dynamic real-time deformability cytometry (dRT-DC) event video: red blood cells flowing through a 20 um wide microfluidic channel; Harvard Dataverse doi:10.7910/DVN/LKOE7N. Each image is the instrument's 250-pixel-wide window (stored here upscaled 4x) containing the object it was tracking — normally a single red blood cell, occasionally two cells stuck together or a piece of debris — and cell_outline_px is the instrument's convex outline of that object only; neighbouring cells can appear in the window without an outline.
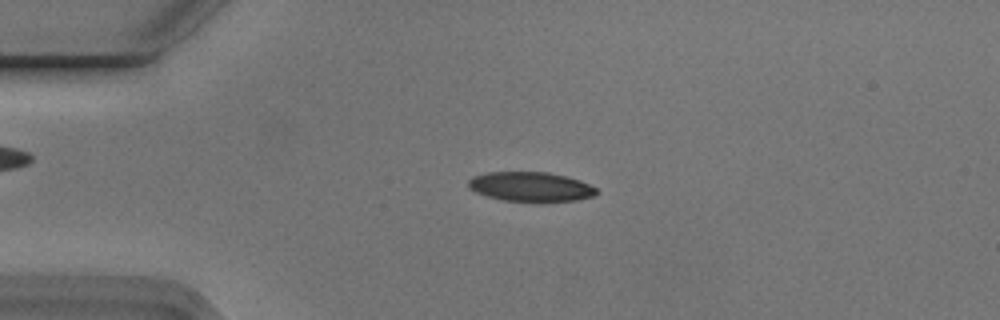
{"species": "Egyptian fruit bat (a non-hibernating species)", "species_latin": "Rousettus aegyptiacus", "temperature_condition": "cold", "stored_images_in_passage": 3, "camera_frame_rate_fps": 3000, "um_per_image_px": 0.085, "animal": {"sex": "male"}, "frame": {"image": 1, "passage_image": 2, "time_ms": 0.333, "image_size_px": [1000, 320], "cell_outline_px": [[600, 192], [596, 196], [576, 200], [544, 204], [536, 204], [500, 200], [476, 192], [468, 188], [468, 180], [472, 176], [488, 172], [548, 172], [580, 180], [596, 188]], "centroid_in_image_um": [45.14, 15.92], "position_along_channel_um": 39.9, "area_um2": 22.95}}